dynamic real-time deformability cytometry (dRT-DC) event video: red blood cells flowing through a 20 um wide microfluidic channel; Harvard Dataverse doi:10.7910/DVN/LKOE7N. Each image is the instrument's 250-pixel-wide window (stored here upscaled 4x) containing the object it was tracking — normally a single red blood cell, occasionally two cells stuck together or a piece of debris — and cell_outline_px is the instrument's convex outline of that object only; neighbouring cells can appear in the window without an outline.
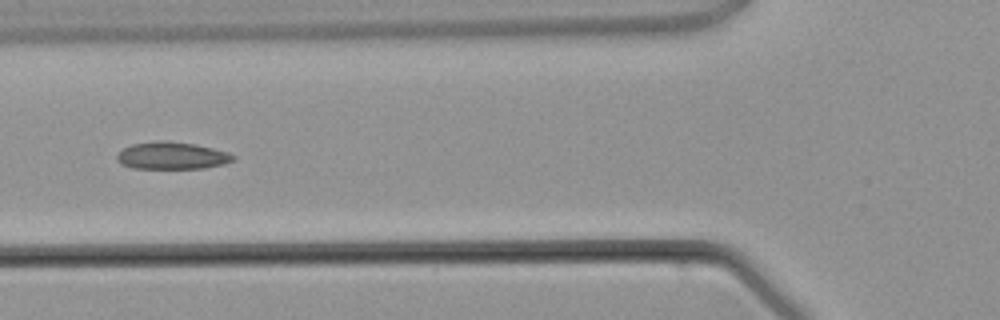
{"species": "common noctule bat (a hibernating species)", "species_latin": "Nyctalus noctula", "temperature_condition": "warm", "stored_images_in_passage": 6, "camera_frame_rate_fps": 3000, "um_per_image_px": 0.085, "animal": {"sex": "male", "body_mass_g": 21.5, "forearm_length_mm": 52.0}, "frame": {"image": 1, "passage_image": 6, "time_ms": 6.0, "image_size_px": [1000, 320], "cell_outline_px": [[236, 160], [224, 164], [204, 168], [132, 168], [120, 164], [116, 160], [116, 156], [124, 148], [132, 144], [156, 140], [168, 140], [196, 144], [228, 152], [236, 156]], "centroid_in_image_um": [14.62, 13.22], "position_along_channel_um": 111.2, "area_um2": 18.67}}